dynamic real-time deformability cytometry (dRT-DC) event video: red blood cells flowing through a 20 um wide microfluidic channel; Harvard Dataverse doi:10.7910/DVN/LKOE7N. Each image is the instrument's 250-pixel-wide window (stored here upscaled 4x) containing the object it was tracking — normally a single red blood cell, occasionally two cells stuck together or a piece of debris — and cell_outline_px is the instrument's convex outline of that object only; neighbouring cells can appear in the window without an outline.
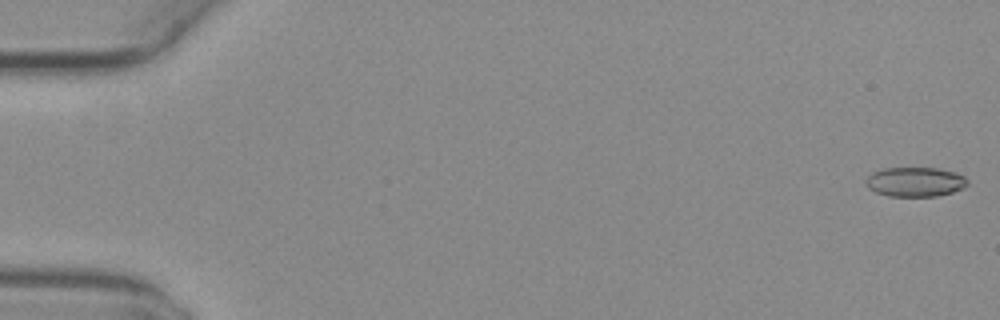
{"species": "common noctule bat (a hibernating species)", "species_latin": "Nyctalus noctula", "temperature_condition": "warm", "stored_images_in_passage": 51, "camera_frame_rate_fps": 3000, "um_per_image_px": 0.085, "animal": {"sex": "female", "body_mass_g": 29.2, "forearm_length_mm": 56.3}, "frame": {"image": 1, "passage_image": 1, "time_ms": 0.0, "image_size_px": [1000, 320], "cell_outline_px": [[968, 184], [964, 188], [952, 192], [936, 196], [888, 196], [876, 192], [868, 188], [864, 180], [872, 172], [884, 168], [936, 168], [956, 172], [964, 176], [968, 180]], "centroid_in_image_um": [77.79, 15.45], "position_along_channel_um": 7.2, "area_um2": 17.57}}
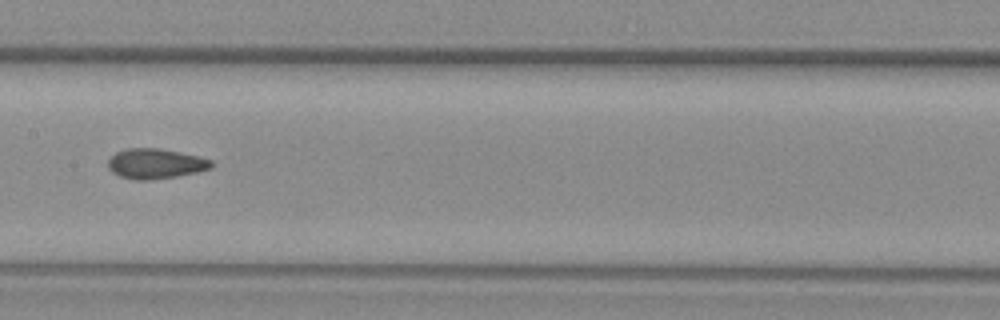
{"frame": {"image": 2, "passage_image": 27, "time_ms": 8.667, "image_size_px": [1000, 320], "cell_outline_px": [[212, 168], [196, 172], [176, 176], [148, 180], [136, 180], [120, 176], [112, 172], [108, 168], [108, 160], [116, 152], [128, 148], [160, 148], [200, 156], [212, 160]], "centroid_in_image_um": [13.22, 13.9], "position_along_channel_um": 194.2, "area_um2": 18.09}}
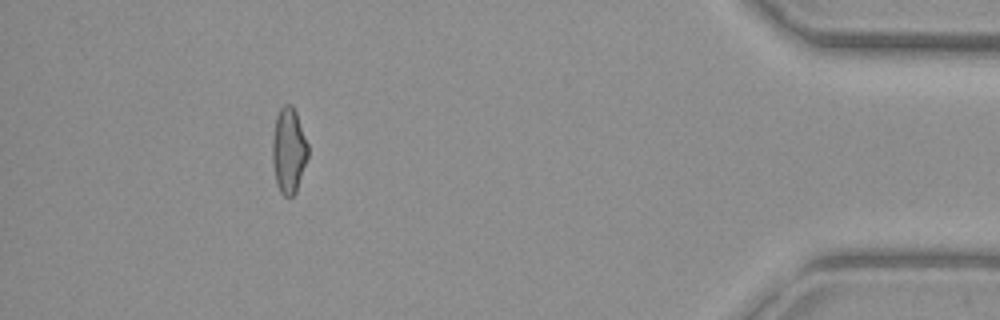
{"frame": {"image": 3, "passage_image": 47, "time_ms": 15.333, "image_size_px": [1000, 320], "cell_outline_px": [[308, 156], [296, 192], [292, 196], [284, 196], [280, 192], [276, 184], [272, 164], [272, 140], [276, 116], [280, 108], [284, 104], [292, 104], [296, 112], [308, 144]], "centroid_in_image_um": [24.53, 12.79], "position_along_channel_um": 410.7, "area_um2": 17.86}, "authors_computed_cell_mechanics": {"area_um2": 18.0336, "velocity_mm_per_s": 4.1046, "shape_relaxation_time_tau1_ms": null, "shape_relaxation_time_tau2_ms": 2.1707, "deformation_change_tau1": null, "deformation_change_tau2": 0.0787}}